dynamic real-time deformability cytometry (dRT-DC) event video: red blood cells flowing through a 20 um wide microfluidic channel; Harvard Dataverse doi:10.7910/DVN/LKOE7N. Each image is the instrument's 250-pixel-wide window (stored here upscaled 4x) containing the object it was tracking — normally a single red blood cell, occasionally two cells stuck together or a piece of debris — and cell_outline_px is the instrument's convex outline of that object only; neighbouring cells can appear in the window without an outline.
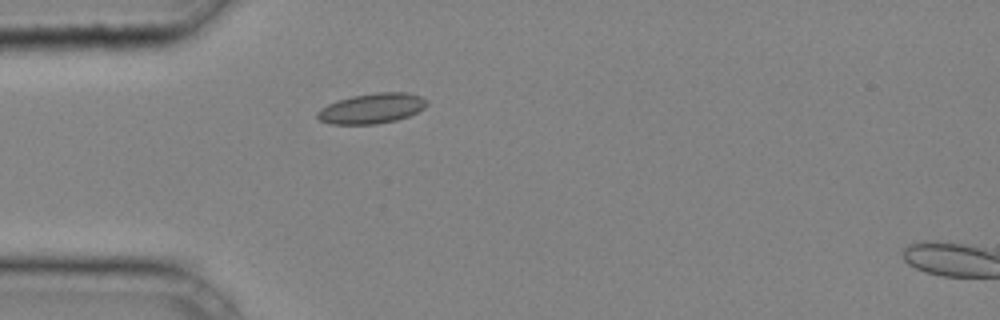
{"species": "common noctule bat (a hibernating species)", "species_latin": "Nyctalus noctula", "temperature_condition": "cold", "stored_images_in_passage": 26, "camera_frame_rate_fps": 3000, "um_per_image_px": 0.085, "animal": {"sex": "male", "body_mass_g": 20.4}, "frame": {"image": 1, "passage_image": 1, "time_ms": 0.0, "image_size_px": [1000, 320], "cell_outline_px": [[428, 104], [424, 108], [408, 116], [396, 120], [376, 124], [332, 124], [320, 120], [316, 116], [316, 112], [320, 108], [336, 100], [352, 96], [376, 92], [408, 92], [420, 96], [428, 100]], "centroid_in_image_um": [31.6, 9.2], "position_along_channel_um": 53.4, "area_um2": 19.36}}
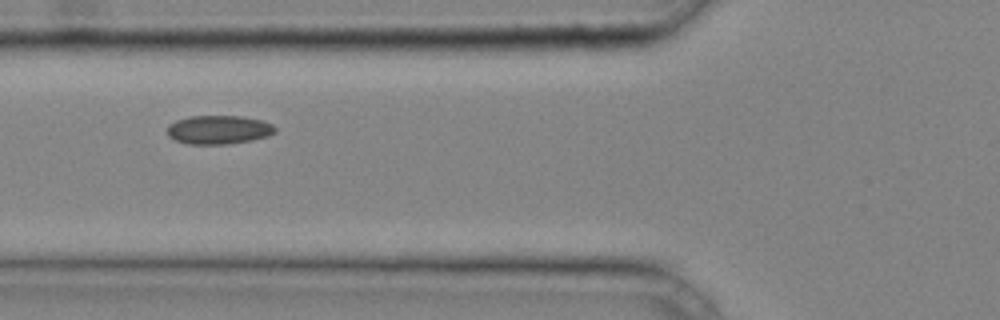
{"frame": {"image": 2, "passage_image": 5, "time_ms": 1.333, "image_size_px": [1000, 320], "cell_outline_px": [[276, 132], [268, 136], [252, 140], [228, 144], [188, 144], [176, 140], [168, 136], [168, 124], [176, 120], [192, 116], [240, 116], [260, 120], [272, 124], [276, 128]], "centroid_in_image_um": [18.59, 11.03], "position_along_channel_um": 107.2, "area_um2": 18.03}}
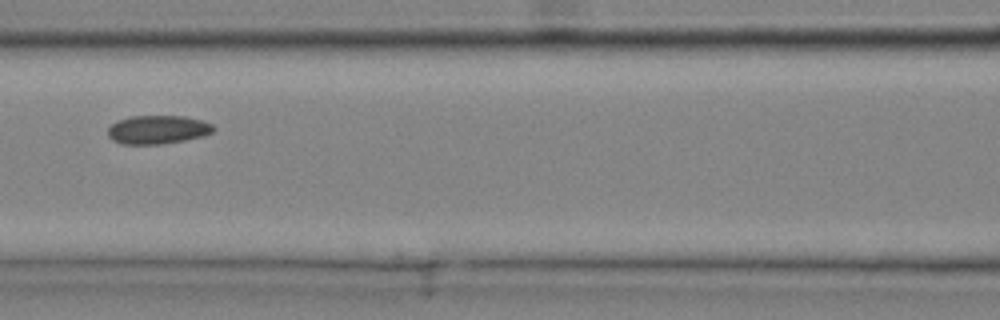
{"frame": {"image": 3, "passage_image": 8, "time_ms": 2.333, "image_size_px": [1000, 320], "cell_outline_px": [[216, 128], [212, 132], [204, 136], [184, 140], [160, 144], [120, 144], [112, 140], [108, 136], [108, 128], [116, 120], [132, 116], [184, 116], [200, 120], [212, 124]], "centroid_in_image_um": [13.38, 11.02], "position_along_channel_um": 153.2, "area_um2": 17.63}}